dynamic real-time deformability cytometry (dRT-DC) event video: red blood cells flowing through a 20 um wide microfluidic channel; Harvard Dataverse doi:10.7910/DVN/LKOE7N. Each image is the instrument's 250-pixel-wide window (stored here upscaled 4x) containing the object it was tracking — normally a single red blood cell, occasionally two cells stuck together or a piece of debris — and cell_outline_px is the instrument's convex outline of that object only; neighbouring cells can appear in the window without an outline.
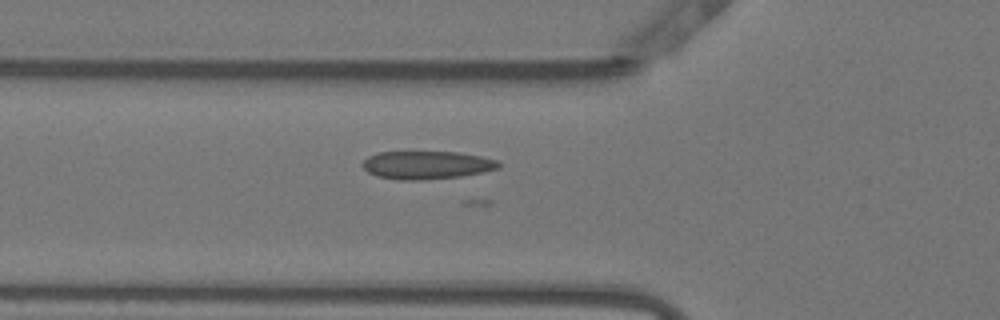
{"species": "Egyptian fruit bat (a non-hibernating species)", "species_latin": "Rousettus aegyptiacus", "temperature_condition": "warm", "stored_images_in_passage": 56, "camera_frame_rate_fps": 3000, "um_per_image_px": 0.085, "animal": {"sex": "female"}, "frame": {"image": 1, "passage_image": 20, "time_ms": 6.333, "image_size_px": [1000, 320], "cell_outline_px": [[500, 168], [484, 172], [460, 176], [420, 180], [400, 180], [376, 176], [368, 172], [360, 164], [368, 156], [376, 152], [460, 152], [480, 156], [496, 160], [500, 164]], "centroid_in_image_um": [36.24, 14.02], "position_along_channel_um": 89.6, "area_um2": 22.31}}
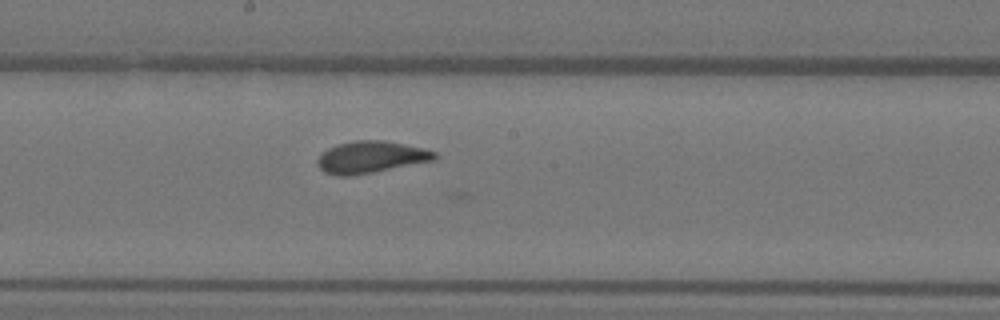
{"frame": {"image": 2, "passage_image": 30, "time_ms": 9.667, "image_size_px": [1000, 320], "cell_outline_px": [[440, 156], [436, 160], [372, 172], [348, 176], [336, 176], [324, 172], [316, 164], [316, 160], [328, 148], [336, 144], [356, 140], [384, 140], [424, 148], [436, 152]], "centroid_in_image_um": [31.54, 13.35], "position_along_channel_um": 216.7, "area_um2": 21.85}}
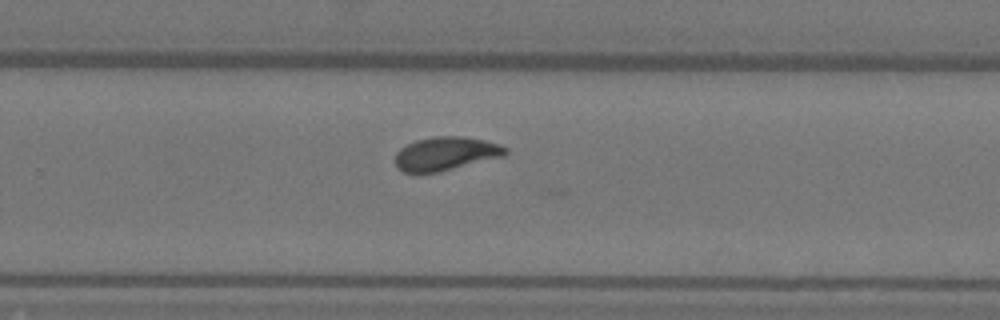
{"frame": {"image": 3, "passage_image": 36, "time_ms": 11.667, "image_size_px": [1000, 320], "cell_outline_px": [[508, 152], [504, 156], [440, 172], [404, 172], [396, 164], [396, 152], [400, 148], [416, 140], [432, 136], [460, 136], [484, 140], [500, 144], [508, 148]], "centroid_in_image_um": [37.92, 13.05], "position_along_channel_um": 291.9, "area_um2": 21.5}}